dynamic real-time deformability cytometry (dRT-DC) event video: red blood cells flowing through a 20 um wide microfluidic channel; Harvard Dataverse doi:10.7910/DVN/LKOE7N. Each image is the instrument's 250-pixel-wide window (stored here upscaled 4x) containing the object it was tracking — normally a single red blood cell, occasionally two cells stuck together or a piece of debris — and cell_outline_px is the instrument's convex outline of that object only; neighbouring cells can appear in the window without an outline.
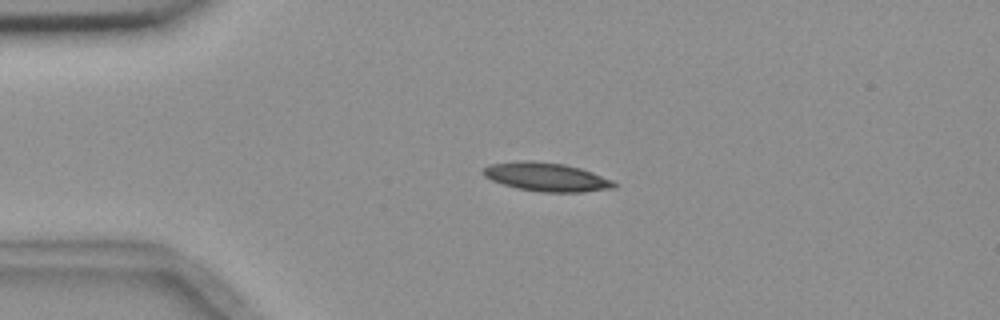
{"species": "common noctule bat (a hibernating species)", "species_latin": "Nyctalus noctula", "temperature_condition": "room temperature", "stored_images_in_passage": 7, "camera_frame_rate_fps": 3000, "um_per_image_px": 0.085, "animal": {"sex": "female", "body_mass_g": 18.4}, "frame": {"image": 1, "passage_image": 3, "time_ms": 2.333, "image_size_px": [1000, 320], "cell_outline_px": [[616, 188], [580, 192], [540, 192], [516, 188], [492, 180], [484, 176], [480, 172], [488, 164], [520, 160], [532, 160], [564, 164], [580, 168], [592, 172], [612, 180], [616, 184]], "centroid_in_image_um": [46.41, 15.03], "position_along_channel_um": 38.6, "area_um2": 21.96}}
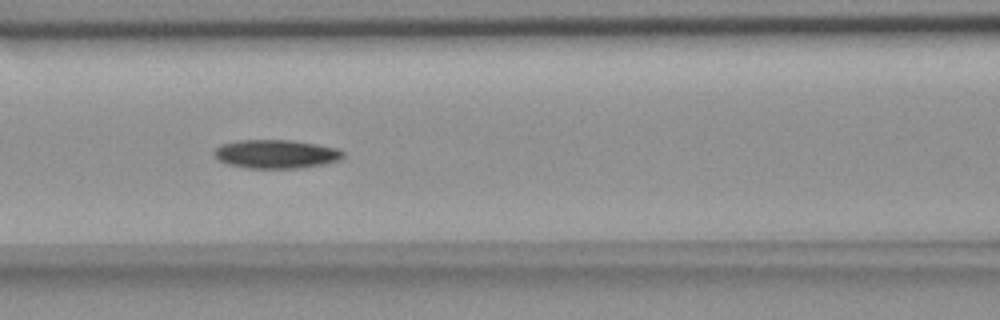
{"frame": {"image": 2, "passage_image": 6, "time_ms": 6.0, "image_size_px": [1000, 320], "cell_outline_px": [[344, 156], [340, 160], [324, 164], [300, 168], [248, 168], [228, 164], [212, 156], [212, 152], [220, 144], [240, 140], [292, 140], [316, 144], [336, 148], [344, 152]], "centroid_in_image_um": [23.44, 13.09], "position_along_channel_um": 143.2, "area_um2": 21.62}}
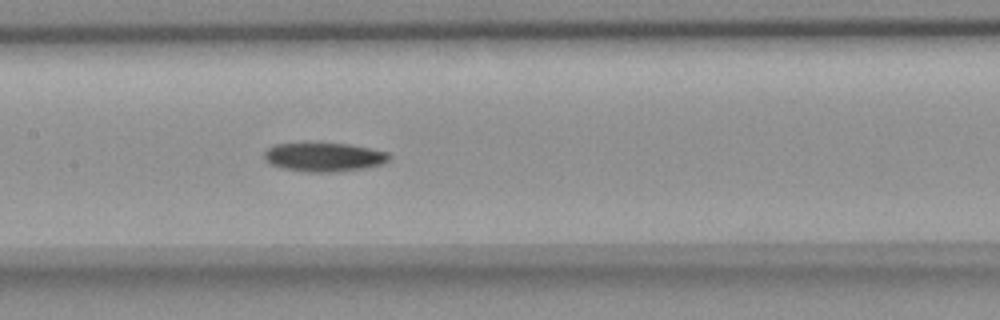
{"frame": {"image": 3, "passage_image": 7, "time_ms": 7.0, "image_size_px": [1000, 320], "cell_outline_px": [[392, 156], [384, 164], [364, 168], [336, 172], [304, 172], [280, 168], [264, 160], [264, 152], [268, 148], [276, 144], [348, 144], [388, 152]], "centroid_in_image_um": [27.55, 13.37], "position_along_channel_um": 179.8, "area_um2": 20.92}}